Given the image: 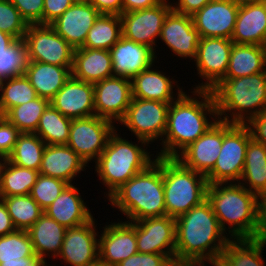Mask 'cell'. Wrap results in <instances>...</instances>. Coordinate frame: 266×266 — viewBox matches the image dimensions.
Segmentation results:
<instances>
[{"label": "cell", "mask_w": 266, "mask_h": 266, "mask_svg": "<svg viewBox=\"0 0 266 266\" xmlns=\"http://www.w3.org/2000/svg\"><path fill=\"white\" fill-rule=\"evenodd\" d=\"M167 114V127L162 139L163 149L158 157L175 158L179 151L201 137L218 119L216 102L211 90H194L201 101L191 98L180 88ZM212 115L213 122L208 121ZM215 118V119H214ZM179 149V150H178Z\"/></svg>", "instance_id": "obj_1"}, {"label": "cell", "mask_w": 266, "mask_h": 266, "mask_svg": "<svg viewBox=\"0 0 266 266\" xmlns=\"http://www.w3.org/2000/svg\"><path fill=\"white\" fill-rule=\"evenodd\" d=\"M175 220V261L208 264L222 255L231 239L224 235L207 199Z\"/></svg>", "instance_id": "obj_2"}, {"label": "cell", "mask_w": 266, "mask_h": 266, "mask_svg": "<svg viewBox=\"0 0 266 266\" xmlns=\"http://www.w3.org/2000/svg\"><path fill=\"white\" fill-rule=\"evenodd\" d=\"M130 221L166 215L162 157L124 183L108 199Z\"/></svg>", "instance_id": "obj_3"}, {"label": "cell", "mask_w": 266, "mask_h": 266, "mask_svg": "<svg viewBox=\"0 0 266 266\" xmlns=\"http://www.w3.org/2000/svg\"><path fill=\"white\" fill-rule=\"evenodd\" d=\"M244 183L208 184L206 199L218 218L221 229L226 226L232 239L255 238L257 233V195Z\"/></svg>", "instance_id": "obj_4"}, {"label": "cell", "mask_w": 266, "mask_h": 266, "mask_svg": "<svg viewBox=\"0 0 266 266\" xmlns=\"http://www.w3.org/2000/svg\"><path fill=\"white\" fill-rule=\"evenodd\" d=\"M211 91L220 121L245 124L252 117L266 111V72L224 78ZM227 112H230L232 119Z\"/></svg>", "instance_id": "obj_5"}, {"label": "cell", "mask_w": 266, "mask_h": 266, "mask_svg": "<svg viewBox=\"0 0 266 266\" xmlns=\"http://www.w3.org/2000/svg\"><path fill=\"white\" fill-rule=\"evenodd\" d=\"M146 149L122 139L114 132L101 155L96 160V172L99 180L108 189V198L137 173L145 170L151 163Z\"/></svg>", "instance_id": "obj_6"}, {"label": "cell", "mask_w": 266, "mask_h": 266, "mask_svg": "<svg viewBox=\"0 0 266 266\" xmlns=\"http://www.w3.org/2000/svg\"><path fill=\"white\" fill-rule=\"evenodd\" d=\"M166 215L178 218L206 200V176L184 167L176 158H162Z\"/></svg>", "instance_id": "obj_7"}, {"label": "cell", "mask_w": 266, "mask_h": 266, "mask_svg": "<svg viewBox=\"0 0 266 266\" xmlns=\"http://www.w3.org/2000/svg\"><path fill=\"white\" fill-rule=\"evenodd\" d=\"M252 138L246 124L223 121V144L213 169L206 175L208 184L240 183L248 141Z\"/></svg>", "instance_id": "obj_8"}, {"label": "cell", "mask_w": 266, "mask_h": 266, "mask_svg": "<svg viewBox=\"0 0 266 266\" xmlns=\"http://www.w3.org/2000/svg\"><path fill=\"white\" fill-rule=\"evenodd\" d=\"M171 103L132 98L126 114L120 121L144 145L164 136L168 108Z\"/></svg>", "instance_id": "obj_9"}, {"label": "cell", "mask_w": 266, "mask_h": 266, "mask_svg": "<svg viewBox=\"0 0 266 266\" xmlns=\"http://www.w3.org/2000/svg\"><path fill=\"white\" fill-rule=\"evenodd\" d=\"M113 123L96 115L72 119L67 145L86 164L93 159L96 161L105 149L109 137L116 131Z\"/></svg>", "instance_id": "obj_10"}, {"label": "cell", "mask_w": 266, "mask_h": 266, "mask_svg": "<svg viewBox=\"0 0 266 266\" xmlns=\"http://www.w3.org/2000/svg\"><path fill=\"white\" fill-rule=\"evenodd\" d=\"M23 39L29 61L72 67L74 48L50 25H28Z\"/></svg>", "instance_id": "obj_11"}, {"label": "cell", "mask_w": 266, "mask_h": 266, "mask_svg": "<svg viewBox=\"0 0 266 266\" xmlns=\"http://www.w3.org/2000/svg\"><path fill=\"white\" fill-rule=\"evenodd\" d=\"M232 46L233 41L227 38L200 37L194 61L198 74L207 81L193 90H212L225 78Z\"/></svg>", "instance_id": "obj_12"}, {"label": "cell", "mask_w": 266, "mask_h": 266, "mask_svg": "<svg viewBox=\"0 0 266 266\" xmlns=\"http://www.w3.org/2000/svg\"><path fill=\"white\" fill-rule=\"evenodd\" d=\"M167 2L168 0H163L152 8L122 13V36L155 50V41L160 37L164 21L172 10V3Z\"/></svg>", "instance_id": "obj_13"}, {"label": "cell", "mask_w": 266, "mask_h": 266, "mask_svg": "<svg viewBox=\"0 0 266 266\" xmlns=\"http://www.w3.org/2000/svg\"><path fill=\"white\" fill-rule=\"evenodd\" d=\"M138 253L166 255L175 261L176 220L170 216L149 217L135 222Z\"/></svg>", "instance_id": "obj_14"}, {"label": "cell", "mask_w": 266, "mask_h": 266, "mask_svg": "<svg viewBox=\"0 0 266 266\" xmlns=\"http://www.w3.org/2000/svg\"><path fill=\"white\" fill-rule=\"evenodd\" d=\"M132 98L130 79L112 76L94 83V107L98 117L120 122Z\"/></svg>", "instance_id": "obj_15"}, {"label": "cell", "mask_w": 266, "mask_h": 266, "mask_svg": "<svg viewBox=\"0 0 266 266\" xmlns=\"http://www.w3.org/2000/svg\"><path fill=\"white\" fill-rule=\"evenodd\" d=\"M223 144V121H217L175 157L184 167L206 176L214 167Z\"/></svg>", "instance_id": "obj_16"}, {"label": "cell", "mask_w": 266, "mask_h": 266, "mask_svg": "<svg viewBox=\"0 0 266 266\" xmlns=\"http://www.w3.org/2000/svg\"><path fill=\"white\" fill-rule=\"evenodd\" d=\"M239 7L229 0H211L192 15L200 37H217L231 40Z\"/></svg>", "instance_id": "obj_17"}, {"label": "cell", "mask_w": 266, "mask_h": 266, "mask_svg": "<svg viewBox=\"0 0 266 266\" xmlns=\"http://www.w3.org/2000/svg\"><path fill=\"white\" fill-rule=\"evenodd\" d=\"M95 219L85 224L67 228L59 258L71 266H88L99 259V239Z\"/></svg>", "instance_id": "obj_18"}, {"label": "cell", "mask_w": 266, "mask_h": 266, "mask_svg": "<svg viewBox=\"0 0 266 266\" xmlns=\"http://www.w3.org/2000/svg\"><path fill=\"white\" fill-rule=\"evenodd\" d=\"M103 228L99 237V260L108 266H116L138 253L134 221L112 223Z\"/></svg>", "instance_id": "obj_19"}, {"label": "cell", "mask_w": 266, "mask_h": 266, "mask_svg": "<svg viewBox=\"0 0 266 266\" xmlns=\"http://www.w3.org/2000/svg\"><path fill=\"white\" fill-rule=\"evenodd\" d=\"M174 54L184 58H196L200 35L195 29L192 16L168 13L159 37Z\"/></svg>", "instance_id": "obj_20"}, {"label": "cell", "mask_w": 266, "mask_h": 266, "mask_svg": "<svg viewBox=\"0 0 266 266\" xmlns=\"http://www.w3.org/2000/svg\"><path fill=\"white\" fill-rule=\"evenodd\" d=\"M113 76L132 80L140 72L152 67L157 56L151 47L128 40L123 36L109 50Z\"/></svg>", "instance_id": "obj_21"}, {"label": "cell", "mask_w": 266, "mask_h": 266, "mask_svg": "<svg viewBox=\"0 0 266 266\" xmlns=\"http://www.w3.org/2000/svg\"><path fill=\"white\" fill-rule=\"evenodd\" d=\"M50 104L71 119L95 115L94 84L70 76Z\"/></svg>", "instance_id": "obj_22"}, {"label": "cell", "mask_w": 266, "mask_h": 266, "mask_svg": "<svg viewBox=\"0 0 266 266\" xmlns=\"http://www.w3.org/2000/svg\"><path fill=\"white\" fill-rule=\"evenodd\" d=\"M100 13L90 3L75 2L50 26L74 49L81 48Z\"/></svg>", "instance_id": "obj_23"}, {"label": "cell", "mask_w": 266, "mask_h": 266, "mask_svg": "<svg viewBox=\"0 0 266 266\" xmlns=\"http://www.w3.org/2000/svg\"><path fill=\"white\" fill-rule=\"evenodd\" d=\"M85 161L68 145H46L39 174L72 184L78 173L84 171Z\"/></svg>", "instance_id": "obj_24"}, {"label": "cell", "mask_w": 266, "mask_h": 266, "mask_svg": "<svg viewBox=\"0 0 266 266\" xmlns=\"http://www.w3.org/2000/svg\"><path fill=\"white\" fill-rule=\"evenodd\" d=\"M71 76L93 84L112 77L110 51L85 47L74 49Z\"/></svg>", "instance_id": "obj_25"}, {"label": "cell", "mask_w": 266, "mask_h": 266, "mask_svg": "<svg viewBox=\"0 0 266 266\" xmlns=\"http://www.w3.org/2000/svg\"><path fill=\"white\" fill-rule=\"evenodd\" d=\"M231 40L235 44L264 46L266 41V0L239 7Z\"/></svg>", "instance_id": "obj_26"}, {"label": "cell", "mask_w": 266, "mask_h": 266, "mask_svg": "<svg viewBox=\"0 0 266 266\" xmlns=\"http://www.w3.org/2000/svg\"><path fill=\"white\" fill-rule=\"evenodd\" d=\"M73 184L68 185L44 213L66 228L89 222L93 216Z\"/></svg>", "instance_id": "obj_27"}, {"label": "cell", "mask_w": 266, "mask_h": 266, "mask_svg": "<svg viewBox=\"0 0 266 266\" xmlns=\"http://www.w3.org/2000/svg\"><path fill=\"white\" fill-rule=\"evenodd\" d=\"M71 69L72 67L29 61L24 75L29 79L37 95L50 101L70 78Z\"/></svg>", "instance_id": "obj_28"}, {"label": "cell", "mask_w": 266, "mask_h": 266, "mask_svg": "<svg viewBox=\"0 0 266 266\" xmlns=\"http://www.w3.org/2000/svg\"><path fill=\"white\" fill-rule=\"evenodd\" d=\"M66 230V227L44 213L27 230L34 253L44 260H46L45 257L49 253L55 259L61 251Z\"/></svg>", "instance_id": "obj_29"}, {"label": "cell", "mask_w": 266, "mask_h": 266, "mask_svg": "<svg viewBox=\"0 0 266 266\" xmlns=\"http://www.w3.org/2000/svg\"><path fill=\"white\" fill-rule=\"evenodd\" d=\"M151 67L140 72L131 80L132 96L137 99H149L165 103L176 100L173 96L174 80Z\"/></svg>", "instance_id": "obj_30"}, {"label": "cell", "mask_w": 266, "mask_h": 266, "mask_svg": "<svg viewBox=\"0 0 266 266\" xmlns=\"http://www.w3.org/2000/svg\"><path fill=\"white\" fill-rule=\"evenodd\" d=\"M259 72H266L264 46L233 43L225 78H239Z\"/></svg>", "instance_id": "obj_31"}, {"label": "cell", "mask_w": 266, "mask_h": 266, "mask_svg": "<svg viewBox=\"0 0 266 266\" xmlns=\"http://www.w3.org/2000/svg\"><path fill=\"white\" fill-rule=\"evenodd\" d=\"M3 161V162H2ZM39 171L20 167L7 159L0 161V199L9 196L30 195Z\"/></svg>", "instance_id": "obj_32"}, {"label": "cell", "mask_w": 266, "mask_h": 266, "mask_svg": "<svg viewBox=\"0 0 266 266\" xmlns=\"http://www.w3.org/2000/svg\"><path fill=\"white\" fill-rule=\"evenodd\" d=\"M241 181L248 183L246 188L256 195L266 191V146L253 138L248 141Z\"/></svg>", "instance_id": "obj_33"}, {"label": "cell", "mask_w": 266, "mask_h": 266, "mask_svg": "<svg viewBox=\"0 0 266 266\" xmlns=\"http://www.w3.org/2000/svg\"><path fill=\"white\" fill-rule=\"evenodd\" d=\"M121 37L120 15L100 14L88 31L82 47L110 50Z\"/></svg>", "instance_id": "obj_34"}, {"label": "cell", "mask_w": 266, "mask_h": 266, "mask_svg": "<svg viewBox=\"0 0 266 266\" xmlns=\"http://www.w3.org/2000/svg\"><path fill=\"white\" fill-rule=\"evenodd\" d=\"M72 119L64 116L51 104L41 116L36 134L46 145H67Z\"/></svg>", "instance_id": "obj_35"}, {"label": "cell", "mask_w": 266, "mask_h": 266, "mask_svg": "<svg viewBox=\"0 0 266 266\" xmlns=\"http://www.w3.org/2000/svg\"><path fill=\"white\" fill-rule=\"evenodd\" d=\"M266 242L256 238L230 239L222 256L232 266H265L262 251Z\"/></svg>", "instance_id": "obj_36"}, {"label": "cell", "mask_w": 266, "mask_h": 266, "mask_svg": "<svg viewBox=\"0 0 266 266\" xmlns=\"http://www.w3.org/2000/svg\"><path fill=\"white\" fill-rule=\"evenodd\" d=\"M45 142L36 133H21L7 160L20 167L39 171Z\"/></svg>", "instance_id": "obj_37"}, {"label": "cell", "mask_w": 266, "mask_h": 266, "mask_svg": "<svg viewBox=\"0 0 266 266\" xmlns=\"http://www.w3.org/2000/svg\"><path fill=\"white\" fill-rule=\"evenodd\" d=\"M50 101L37 97L27 103L10 108L3 116L21 133H35L39 120Z\"/></svg>", "instance_id": "obj_38"}, {"label": "cell", "mask_w": 266, "mask_h": 266, "mask_svg": "<svg viewBox=\"0 0 266 266\" xmlns=\"http://www.w3.org/2000/svg\"><path fill=\"white\" fill-rule=\"evenodd\" d=\"M0 91V116H3L10 108L38 97L36 90L25 75L1 81Z\"/></svg>", "instance_id": "obj_39"}, {"label": "cell", "mask_w": 266, "mask_h": 266, "mask_svg": "<svg viewBox=\"0 0 266 266\" xmlns=\"http://www.w3.org/2000/svg\"><path fill=\"white\" fill-rule=\"evenodd\" d=\"M2 200L17 230L27 231L44 214L30 195L3 197Z\"/></svg>", "instance_id": "obj_40"}, {"label": "cell", "mask_w": 266, "mask_h": 266, "mask_svg": "<svg viewBox=\"0 0 266 266\" xmlns=\"http://www.w3.org/2000/svg\"><path fill=\"white\" fill-rule=\"evenodd\" d=\"M29 64L28 51L23 38L16 39L0 53V82L25 74Z\"/></svg>", "instance_id": "obj_41"}, {"label": "cell", "mask_w": 266, "mask_h": 266, "mask_svg": "<svg viewBox=\"0 0 266 266\" xmlns=\"http://www.w3.org/2000/svg\"><path fill=\"white\" fill-rule=\"evenodd\" d=\"M30 236L25 230H16L0 236V264L23 257H36Z\"/></svg>", "instance_id": "obj_42"}, {"label": "cell", "mask_w": 266, "mask_h": 266, "mask_svg": "<svg viewBox=\"0 0 266 266\" xmlns=\"http://www.w3.org/2000/svg\"><path fill=\"white\" fill-rule=\"evenodd\" d=\"M69 184L63 180L39 174L30 196L45 210Z\"/></svg>", "instance_id": "obj_43"}, {"label": "cell", "mask_w": 266, "mask_h": 266, "mask_svg": "<svg viewBox=\"0 0 266 266\" xmlns=\"http://www.w3.org/2000/svg\"><path fill=\"white\" fill-rule=\"evenodd\" d=\"M28 23L9 0H0V30L16 39L24 38Z\"/></svg>", "instance_id": "obj_44"}, {"label": "cell", "mask_w": 266, "mask_h": 266, "mask_svg": "<svg viewBox=\"0 0 266 266\" xmlns=\"http://www.w3.org/2000/svg\"><path fill=\"white\" fill-rule=\"evenodd\" d=\"M28 25H43L44 0H9Z\"/></svg>", "instance_id": "obj_45"}, {"label": "cell", "mask_w": 266, "mask_h": 266, "mask_svg": "<svg viewBox=\"0 0 266 266\" xmlns=\"http://www.w3.org/2000/svg\"><path fill=\"white\" fill-rule=\"evenodd\" d=\"M21 132L4 116H0V156L7 159L13 152Z\"/></svg>", "instance_id": "obj_46"}, {"label": "cell", "mask_w": 266, "mask_h": 266, "mask_svg": "<svg viewBox=\"0 0 266 266\" xmlns=\"http://www.w3.org/2000/svg\"><path fill=\"white\" fill-rule=\"evenodd\" d=\"M172 261L163 254L136 253L116 266H168Z\"/></svg>", "instance_id": "obj_47"}, {"label": "cell", "mask_w": 266, "mask_h": 266, "mask_svg": "<svg viewBox=\"0 0 266 266\" xmlns=\"http://www.w3.org/2000/svg\"><path fill=\"white\" fill-rule=\"evenodd\" d=\"M74 3V0H44L43 25H50Z\"/></svg>", "instance_id": "obj_48"}, {"label": "cell", "mask_w": 266, "mask_h": 266, "mask_svg": "<svg viewBox=\"0 0 266 266\" xmlns=\"http://www.w3.org/2000/svg\"><path fill=\"white\" fill-rule=\"evenodd\" d=\"M245 124L249 128L252 138L266 146V111L252 117Z\"/></svg>", "instance_id": "obj_49"}, {"label": "cell", "mask_w": 266, "mask_h": 266, "mask_svg": "<svg viewBox=\"0 0 266 266\" xmlns=\"http://www.w3.org/2000/svg\"><path fill=\"white\" fill-rule=\"evenodd\" d=\"M257 233L256 239L266 242V191L261 194H257Z\"/></svg>", "instance_id": "obj_50"}, {"label": "cell", "mask_w": 266, "mask_h": 266, "mask_svg": "<svg viewBox=\"0 0 266 266\" xmlns=\"http://www.w3.org/2000/svg\"><path fill=\"white\" fill-rule=\"evenodd\" d=\"M100 14L121 15L123 13L122 0H89Z\"/></svg>", "instance_id": "obj_51"}, {"label": "cell", "mask_w": 266, "mask_h": 266, "mask_svg": "<svg viewBox=\"0 0 266 266\" xmlns=\"http://www.w3.org/2000/svg\"><path fill=\"white\" fill-rule=\"evenodd\" d=\"M211 0H178L172 9L178 13L188 16L194 15L197 11L202 9Z\"/></svg>", "instance_id": "obj_52"}, {"label": "cell", "mask_w": 266, "mask_h": 266, "mask_svg": "<svg viewBox=\"0 0 266 266\" xmlns=\"http://www.w3.org/2000/svg\"><path fill=\"white\" fill-rule=\"evenodd\" d=\"M16 227L8 213L6 204L0 199V236L16 231Z\"/></svg>", "instance_id": "obj_53"}, {"label": "cell", "mask_w": 266, "mask_h": 266, "mask_svg": "<svg viewBox=\"0 0 266 266\" xmlns=\"http://www.w3.org/2000/svg\"><path fill=\"white\" fill-rule=\"evenodd\" d=\"M162 1L163 0H122L123 13L152 8L160 4Z\"/></svg>", "instance_id": "obj_54"}, {"label": "cell", "mask_w": 266, "mask_h": 266, "mask_svg": "<svg viewBox=\"0 0 266 266\" xmlns=\"http://www.w3.org/2000/svg\"><path fill=\"white\" fill-rule=\"evenodd\" d=\"M0 266H48L46 260L36 257H23L11 261H3Z\"/></svg>", "instance_id": "obj_55"}, {"label": "cell", "mask_w": 266, "mask_h": 266, "mask_svg": "<svg viewBox=\"0 0 266 266\" xmlns=\"http://www.w3.org/2000/svg\"><path fill=\"white\" fill-rule=\"evenodd\" d=\"M16 38L0 30V53L4 52Z\"/></svg>", "instance_id": "obj_56"}, {"label": "cell", "mask_w": 266, "mask_h": 266, "mask_svg": "<svg viewBox=\"0 0 266 266\" xmlns=\"http://www.w3.org/2000/svg\"><path fill=\"white\" fill-rule=\"evenodd\" d=\"M229 1L235 4L236 6L241 7V6H246L250 4L261 3L265 0H229Z\"/></svg>", "instance_id": "obj_57"}, {"label": "cell", "mask_w": 266, "mask_h": 266, "mask_svg": "<svg viewBox=\"0 0 266 266\" xmlns=\"http://www.w3.org/2000/svg\"><path fill=\"white\" fill-rule=\"evenodd\" d=\"M209 263L212 264V266H232L222 255Z\"/></svg>", "instance_id": "obj_58"}, {"label": "cell", "mask_w": 266, "mask_h": 266, "mask_svg": "<svg viewBox=\"0 0 266 266\" xmlns=\"http://www.w3.org/2000/svg\"><path fill=\"white\" fill-rule=\"evenodd\" d=\"M206 262H185V266H206Z\"/></svg>", "instance_id": "obj_59"}, {"label": "cell", "mask_w": 266, "mask_h": 266, "mask_svg": "<svg viewBox=\"0 0 266 266\" xmlns=\"http://www.w3.org/2000/svg\"><path fill=\"white\" fill-rule=\"evenodd\" d=\"M88 266H108V265L98 259L96 262L89 264Z\"/></svg>", "instance_id": "obj_60"}, {"label": "cell", "mask_w": 266, "mask_h": 266, "mask_svg": "<svg viewBox=\"0 0 266 266\" xmlns=\"http://www.w3.org/2000/svg\"><path fill=\"white\" fill-rule=\"evenodd\" d=\"M168 266H185V262L173 261Z\"/></svg>", "instance_id": "obj_61"}, {"label": "cell", "mask_w": 266, "mask_h": 266, "mask_svg": "<svg viewBox=\"0 0 266 266\" xmlns=\"http://www.w3.org/2000/svg\"><path fill=\"white\" fill-rule=\"evenodd\" d=\"M75 2L89 3V0H74Z\"/></svg>", "instance_id": "obj_62"}, {"label": "cell", "mask_w": 266, "mask_h": 266, "mask_svg": "<svg viewBox=\"0 0 266 266\" xmlns=\"http://www.w3.org/2000/svg\"><path fill=\"white\" fill-rule=\"evenodd\" d=\"M264 50H265V65H266V41H265V44H264Z\"/></svg>", "instance_id": "obj_63"}]
</instances>
